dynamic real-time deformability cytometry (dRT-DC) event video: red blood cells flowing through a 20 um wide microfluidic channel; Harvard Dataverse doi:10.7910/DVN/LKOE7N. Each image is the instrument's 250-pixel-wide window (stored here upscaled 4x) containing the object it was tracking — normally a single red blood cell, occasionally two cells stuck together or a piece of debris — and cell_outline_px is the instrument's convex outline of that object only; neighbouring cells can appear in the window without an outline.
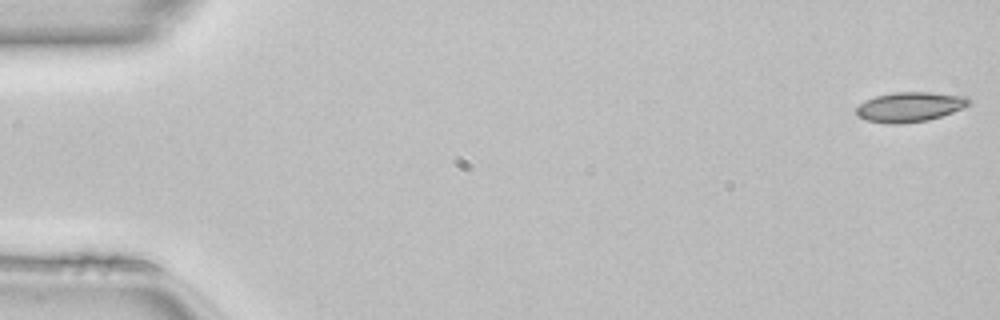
{"species": "common noctule bat (a hibernating species)", "species_latin": "Nyctalus noctula", "temperature_condition": "room temperature", "stored_images_in_passage": 50, "camera_frame_rate_fps": 3000, "um_per_image_px": 0.085, "animal": {"sex": "female", "body_mass_g": 22.7, "forearm_length_mm": 54.2}, "frame": {"image": 1, "passage_image": 1, "time_ms": 0.0, "image_size_px": [1000, 320], "cell_outline_px": [[972, 104], [964, 108], [928, 120], [900, 124], [888, 124], [868, 120], [860, 116], [856, 112], [856, 108], [864, 100], [876, 96], [896, 92], [928, 92], [968, 96], [972, 100]], "centroid_in_image_um": [77.39, 9.08], "position_along_channel_um": 7.6, "area_um2": 19.59}}
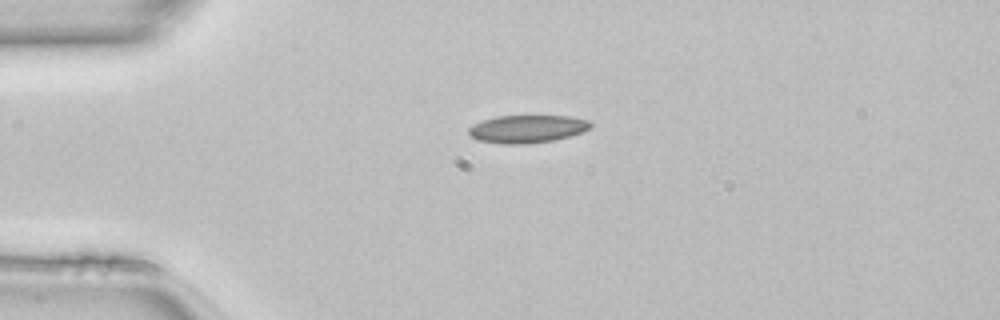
{"frame": {"image": 2, "passage_image": 12, "time_ms": 3.667, "image_size_px": [1000, 320], "cell_outline_px": [[592, 128], [568, 136], [552, 140], [524, 144], [504, 144], [476, 140], [468, 132], [468, 128], [472, 124], [480, 120], [496, 116], [568, 116], [588, 120], [592, 124]], "centroid_in_image_um": [44.76, 10.95], "position_along_channel_um": 40.2, "area_um2": 19.71}}
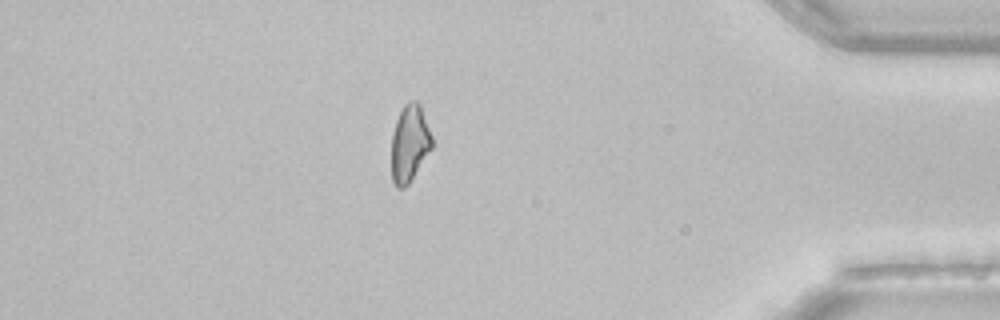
{"frame": {"image": 3, "passage_image": 43, "time_ms": 14.0, "image_size_px": [1000, 320], "cell_outline_px": [[432, 148], [408, 184], [404, 188], [396, 188], [392, 180], [392, 132], [396, 120], [404, 104], [408, 100], [416, 100], [420, 104], [432, 136]], "centroid_in_image_um": [34.81, 12.17], "position_along_channel_um": 400.4, "area_um2": 18.15}}